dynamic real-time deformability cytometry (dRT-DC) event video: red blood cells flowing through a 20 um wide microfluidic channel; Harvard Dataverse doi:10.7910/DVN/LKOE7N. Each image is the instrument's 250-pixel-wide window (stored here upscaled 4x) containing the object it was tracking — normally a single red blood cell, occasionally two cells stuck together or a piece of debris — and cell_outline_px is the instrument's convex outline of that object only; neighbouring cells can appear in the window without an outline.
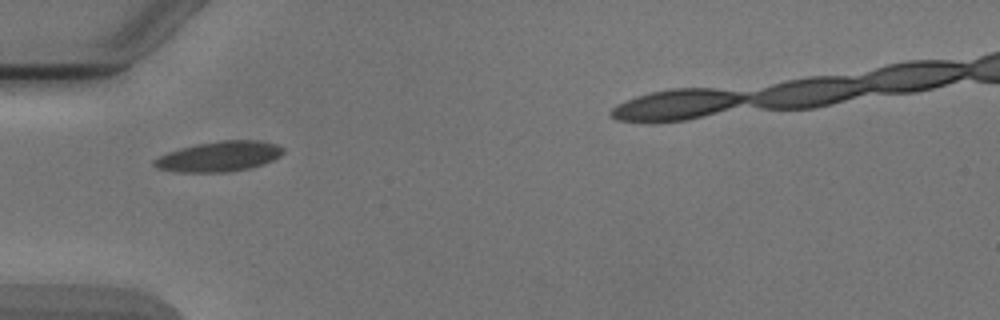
{"species": "Egyptian fruit bat (a non-hibernating species)", "species_latin": "Rousettus aegyptiacus", "temperature_condition": "cold", "stored_images_in_passage": 4, "camera_frame_rate_fps": 3000, "um_per_image_px": 0.085, "animal": {"sex": "male"}, "frame": {"image": 1, "passage_image": 1, "time_ms": 0.0, "image_size_px": [1000, 320], "cell_outline_px": [[284, 152], [280, 156], [272, 160], [248, 168], [224, 172], [176, 172], [156, 168], [152, 164], [152, 160], [168, 152], [180, 148], [196, 144], [220, 140], [256, 140], [276, 144], [284, 148]], "centroid_in_image_um": [18.59, 13.29], "position_along_channel_um": 66.4, "area_um2": 22.6}}
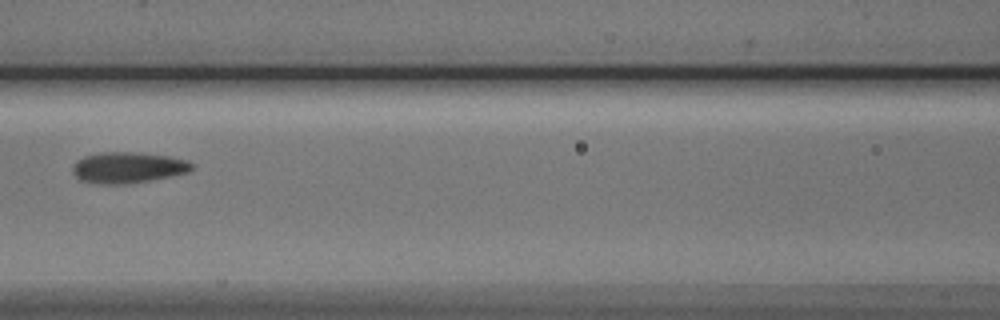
{"frame": {"image": 2, "passage_image": 3, "time_ms": 2.333, "image_size_px": [1000, 320], "cell_outline_px": [[192, 168], [188, 172], [128, 184], [100, 184], [80, 180], [72, 172], [72, 168], [76, 160], [84, 156], [100, 152], [136, 152], [168, 156], [188, 160], [192, 164]], "centroid_in_image_um": [10.83, 14.23], "position_along_channel_um": 155.8, "area_um2": 21.44}}
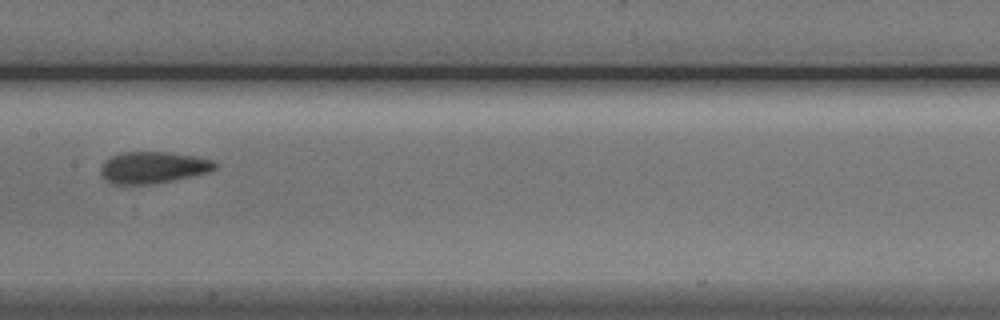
{"frame": {"image": 3, "passage_image": 4, "time_ms": 3.333, "image_size_px": [1000, 320], "cell_outline_px": [[220, 164], [212, 172], [152, 184], [112, 184], [104, 180], [100, 172], [100, 168], [104, 160], [120, 152], [168, 152], [196, 156], [212, 160]], "centroid_in_image_um": [13.02, 14.23], "position_along_channel_um": 194.4, "area_um2": 21.39}}